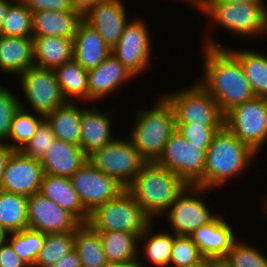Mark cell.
I'll return each mask as SVG.
<instances>
[{
    "mask_svg": "<svg viewBox=\"0 0 267 267\" xmlns=\"http://www.w3.org/2000/svg\"><path fill=\"white\" fill-rule=\"evenodd\" d=\"M27 202V196L0 190V226L6 234L28 227Z\"/></svg>",
    "mask_w": 267,
    "mask_h": 267,
    "instance_id": "cell-31",
    "label": "cell"
},
{
    "mask_svg": "<svg viewBox=\"0 0 267 267\" xmlns=\"http://www.w3.org/2000/svg\"><path fill=\"white\" fill-rule=\"evenodd\" d=\"M122 0H108L88 9L83 20L92 26L112 49L128 24Z\"/></svg>",
    "mask_w": 267,
    "mask_h": 267,
    "instance_id": "cell-17",
    "label": "cell"
},
{
    "mask_svg": "<svg viewBox=\"0 0 267 267\" xmlns=\"http://www.w3.org/2000/svg\"><path fill=\"white\" fill-rule=\"evenodd\" d=\"M151 222L135 198L124 189L115 199L97 206L87 224L96 232L124 231L139 237Z\"/></svg>",
    "mask_w": 267,
    "mask_h": 267,
    "instance_id": "cell-6",
    "label": "cell"
},
{
    "mask_svg": "<svg viewBox=\"0 0 267 267\" xmlns=\"http://www.w3.org/2000/svg\"><path fill=\"white\" fill-rule=\"evenodd\" d=\"M208 192L207 188L187 185L171 204L165 213L175 235L190 236L201 225L210 222L216 216L201 199V196Z\"/></svg>",
    "mask_w": 267,
    "mask_h": 267,
    "instance_id": "cell-11",
    "label": "cell"
},
{
    "mask_svg": "<svg viewBox=\"0 0 267 267\" xmlns=\"http://www.w3.org/2000/svg\"><path fill=\"white\" fill-rule=\"evenodd\" d=\"M256 156L258 154L249 145L223 126L207 149L203 187H222L229 179L245 172Z\"/></svg>",
    "mask_w": 267,
    "mask_h": 267,
    "instance_id": "cell-2",
    "label": "cell"
},
{
    "mask_svg": "<svg viewBox=\"0 0 267 267\" xmlns=\"http://www.w3.org/2000/svg\"><path fill=\"white\" fill-rule=\"evenodd\" d=\"M74 250L82 267H103L108 263L100 234L88 224H82L74 232Z\"/></svg>",
    "mask_w": 267,
    "mask_h": 267,
    "instance_id": "cell-30",
    "label": "cell"
},
{
    "mask_svg": "<svg viewBox=\"0 0 267 267\" xmlns=\"http://www.w3.org/2000/svg\"><path fill=\"white\" fill-rule=\"evenodd\" d=\"M109 115L95 106L89 109L82 106L80 147L87 156L115 139L111 132L112 116Z\"/></svg>",
    "mask_w": 267,
    "mask_h": 267,
    "instance_id": "cell-22",
    "label": "cell"
},
{
    "mask_svg": "<svg viewBox=\"0 0 267 267\" xmlns=\"http://www.w3.org/2000/svg\"><path fill=\"white\" fill-rule=\"evenodd\" d=\"M35 65L33 38L0 34V71L19 76Z\"/></svg>",
    "mask_w": 267,
    "mask_h": 267,
    "instance_id": "cell-24",
    "label": "cell"
},
{
    "mask_svg": "<svg viewBox=\"0 0 267 267\" xmlns=\"http://www.w3.org/2000/svg\"><path fill=\"white\" fill-rule=\"evenodd\" d=\"M204 257L221 261L237 240L233 228L218 214L190 235Z\"/></svg>",
    "mask_w": 267,
    "mask_h": 267,
    "instance_id": "cell-18",
    "label": "cell"
},
{
    "mask_svg": "<svg viewBox=\"0 0 267 267\" xmlns=\"http://www.w3.org/2000/svg\"><path fill=\"white\" fill-rule=\"evenodd\" d=\"M221 263L225 267H267V257L246 241L237 239Z\"/></svg>",
    "mask_w": 267,
    "mask_h": 267,
    "instance_id": "cell-38",
    "label": "cell"
},
{
    "mask_svg": "<svg viewBox=\"0 0 267 267\" xmlns=\"http://www.w3.org/2000/svg\"><path fill=\"white\" fill-rule=\"evenodd\" d=\"M20 102L11 89L0 85V144L8 139L12 118L20 108Z\"/></svg>",
    "mask_w": 267,
    "mask_h": 267,
    "instance_id": "cell-41",
    "label": "cell"
},
{
    "mask_svg": "<svg viewBox=\"0 0 267 267\" xmlns=\"http://www.w3.org/2000/svg\"><path fill=\"white\" fill-rule=\"evenodd\" d=\"M207 149L187 142L176 129L156 163L175 172L187 185L203 187Z\"/></svg>",
    "mask_w": 267,
    "mask_h": 267,
    "instance_id": "cell-9",
    "label": "cell"
},
{
    "mask_svg": "<svg viewBox=\"0 0 267 267\" xmlns=\"http://www.w3.org/2000/svg\"><path fill=\"white\" fill-rule=\"evenodd\" d=\"M87 160L80 145L56 139L40 162L44 174L70 178Z\"/></svg>",
    "mask_w": 267,
    "mask_h": 267,
    "instance_id": "cell-20",
    "label": "cell"
},
{
    "mask_svg": "<svg viewBox=\"0 0 267 267\" xmlns=\"http://www.w3.org/2000/svg\"><path fill=\"white\" fill-rule=\"evenodd\" d=\"M40 193L87 224L90 213L83 206L70 178L44 174Z\"/></svg>",
    "mask_w": 267,
    "mask_h": 267,
    "instance_id": "cell-25",
    "label": "cell"
},
{
    "mask_svg": "<svg viewBox=\"0 0 267 267\" xmlns=\"http://www.w3.org/2000/svg\"><path fill=\"white\" fill-rule=\"evenodd\" d=\"M198 246L190 236H177L173 234V245L171 250L170 267H187L202 260Z\"/></svg>",
    "mask_w": 267,
    "mask_h": 267,
    "instance_id": "cell-39",
    "label": "cell"
},
{
    "mask_svg": "<svg viewBox=\"0 0 267 267\" xmlns=\"http://www.w3.org/2000/svg\"><path fill=\"white\" fill-rule=\"evenodd\" d=\"M111 53V48L99 33L82 20L73 38V58L85 69L100 65Z\"/></svg>",
    "mask_w": 267,
    "mask_h": 267,
    "instance_id": "cell-23",
    "label": "cell"
},
{
    "mask_svg": "<svg viewBox=\"0 0 267 267\" xmlns=\"http://www.w3.org/2000/svg\"><path fill=\"white\" fill-rule=\"evenodd\" d=\"M31 12L76 10L71 0H20Z\"/></svg>",
    "mask_w": 267,
    "mask_h": 267,
    "instance_id": "cell-43",
    "label": "cell"
},
{
    "mask_svg": "<svg viewBox=\"0 0 267 267\" xmlns=\"http://www.w3.org/2000/svg\"><path fill=\"white\" fill-rule=\"evenodd\" d=\"M176 126L187 142L201 145V148H208L214 135L222 128L192 124H176Z\"/></svg>",
    "mask_w": 267,
    "mask_h": 267,
    "instance_id": "cell-42",
    "label": "cell"
},
{
    "mask_svg": "<svg viewBox=\"0 0 267 267\" xmlns=\"http://www.w3.org/2000/svg\"><path fill=\"white\" fill-rule=\"evenodd\" d=\"M200 2H225V3H242V2H256L264 3V0H201Z\"/></svg>",
    "mask_w": 267,
    "mask_h": 267,
    "instance_id": "cell-51",
    "label": "cell"
},
{
    "mask_svg": "<svg viewBox=\"0 0 267 267\" xmlns=\"http://www.w3.org/2000/svg\"><path fill=\"white\" fill-rule=\"evenodd\" d=\"M108 262H138L139 237L124 231L98 232Z\"/></svg>",
    "mask_w": 267,
    "mask_h": 267,
    "instance_id": "cell-29",
    "label": "cell"
},
{
    "mask_svg": "<svg viewBox=\"0 0 267 267\" xmlns=\"http://www.w3.org/2000/svg\"><path fill=\"white\" fill-rule=\"evenodd\" d=\"M45 116H35L20 102V108L15 112L7 141L4 143L13 150H20L34 136ZM9 141V142H8Z\"/></svg>",
    "mask_w": 267,
    "mask_h": 267,
    "instance_id": "cell-34",
    "label": "cell"
},
{
    "mask_svg": "<svg viewBox=\"0 0 267 267\" xmlns=\"http://www.w3.org/2000/svg\"><path fill=\"white\" fill-rule=\"evenodd\" d=\"M147 25L142 19H131L125 26L111 53L135 76L150 66L151 40Z\"/></svg>",
    "mask_w": 267,
    "mask_h": 267,
    "instance_id": "cell-13",
    "label": "cell"
},
{
    "mask_svg": "<svg viewBox=\"0 0 267 267\" xmlns=\"http://www.w3.org/2000/svg\"><path fill=\"white\" fill-rule=\"evenodd\" d=\"M27 225L44 234L75 232L82 223L70 212L37 192L28 197Z\"/></svg>",
    "mask_w": 267,
    "mask_h": 267,
    "instance_id": "cell-14",
    "label": "cell"
},
{
    "mask_svg": "<svg viewBox=\"0 0 267 267\" xmlns=\"http://www.w3.org/2000/svg\"><path fill=\"white\" fill-rule=\"evenodd\" d=\"M144 263L138 260V262H126V263H119V262H108L103 267H145Z\"/></svg>",
    "mask_w": 267,
    "mask_h": 267,
    "instance_id": "cell-49",
    "label": "cell"
},
{
    "mask_svg": "<svg viewBox=\"0 0 267 267\" xmlns=\"http://www.w3.org/2000/svg\"><path fill=\"white\" fill-rule=\"evenodd\" d=\"M186 186L175 172L156 162H146L126 190L153 221L155 216L167 212Z\"/></svg>",
    "mask_w": 267,
    "mask_h": 267,
    "instance_id": "cell-3",
    "label": "cell"
},
{
    "mask_svg": "<svg viewBox=\"0 0 267 267\" xmlns=\"http://www.w3.org/2000/svg\"><path fill=\"white\" fill-rule=\"evenodd\" d=\"M160 97V98H159ZM152 107L137 112L129 138L146 162H156L170 135L177 129L172 105L162 95Z\"/></svg>",
    "mask_w": 267,
    "mask_h": 267,
    "instance_id": "cell-4",
    "label": "cell"
},
{
    "mask_svg": "<svg viewBox=\"0 0 267 267\" xmlns=\"http://www.w3.org/2000/svg\"><path fill=\"white\" fill-rule=\"evenodd\" d=\"M56 136L51 129V125L44 119L38 127L34 136L28 143L20 149V151L28 157L41 160L48 151V148L54 141Z\"/></svg>",
    "mask_w": 267,
    "mask_h": 267,
    "instance_id": "cell-40",
    "label": "cell"
},
{
    "mask_svg": "<svg viewBox=\"0 0 267 267\" xmlns=\"http://www.w3.org/2000/svg\"><path fill=\"white\" fill-rule=\"evenodd\" d=\"M220 263H221V261H219V260L204 257L199 262L192 264L190 266H187V267H217Z\"/></svg>",
    "mask_w": 267,
    "mask_h": 267,
    "instance_id": "cell-48",
    "label": "cell"
},
{
    "mask_svg": "<svg viewBox=\"0 0 267 267\" xmlns=\"http://www.w3.org/2000/svg\"><path fill=\"white\" fill-rule=\"evenodd\" d=\"M153 225L154 223L151 222L139 236L138 242L144 240L145 242L143 249L140 250V248H138V252L143 251V256H145L148 262L151 263L150 265L153 264L154 267H169L173 235L163 231L151 235L150 233H152Z\"/></svg>",
    "mask_w": 267,
    "mask_h": 267,
    "instance_id": "cell-33",
    "label": "cell"
},
{
    "mask_svg": "<svg viewBox=\"0 0 267 267\" xmlns=\"http://www.w3.org/2000/svg\"><path fill=\"white\" fill-rule=\"evenodd\" d=\"M8 7L0 34L15 37H32V12L20 1Z\"/></svg>",
    "mask_w": 267,
    "mask_h": 267,
    "instance_id": "cell-37",
    "label": "cell"
},
{
    "mask_svg": "<svg viewBox=\"0 0 267 267\" xmlns=\"http://www.w3.org/2000/svg\"><path fill=\"white\" fill-rule=\"evenodd\" d=\"M32 38L36 66L54 70L73 59V39L53 36Z\"/></svg>",
    "mask_w": 267,
    "mask_h": 267,
    "instance_id": "cell-26",
    "label": "cell"
},
{
    "mask_svg": "<svg viewBox=\"0 0 267 267\" xmlns=\"http://www.w3.org/2000/svg\"><path fill=\"white\" fill-rule=\"evenodd\" d=\"M136 76L112 53L97 67L88 70L89 101L103 100Z\"/></svg>",
    "mask_w": 267,
    "mask_h": 267,
    "instance_id": "cell-19",
    "label": "cell"
},
{
    "mask_svg": "<svg viewBox=\"0 0 267 267\" xmlns=\"http://www.w3.org/2000/svg\"><path fill=\"white\" fill-rule=\"evenodd\" d=\"M74 249V232L45 234L33 267H50Z\"/></svg>",
    "mask_w": 267,
    "mask_h": 267,
    "instance_id": "cell-35",
    "label": "cell"
},
{
    "mask_svg": "<svg viewBox=\"0 0 267 267\" xmlns=\"http://www.w3.org/2000/svg\"><path fill=\"white\" fill-rule=\"evenodd\" d=\"M43 177L40 160L14 150L7 160L0 190L29 197L40 192Z\"/></svg>",
    "mask_w": 267,
    "mask_h": 267,
    "instance_id": "cell-16",
    "label": "cell"
},
{
    "mask_svg": "<svg viewBox=\"0 0 267 267\" xmlns=\"http://www.w3.org/2000/svg\"><path fill=\"white\" fill-rule=\"evenodd\" d=\"M217 267H225L222 263H220Z\"/></svg>",
    "mask_w": 267,
    "mask_h": 267,
    "instance_id": "cell-55",
    "label": "cell"
},
{
    "mask_svg": "<svg viewBox=\"0 0 267 267\" xmlns=\"http://www.w3.org/2000/svg\"><path fill=\"white\" fill-rule=\"evenodd\" d=\"M76 10L84 14L91 7L108 0H71Z\"/></svg>",
    "mask_w": 267,
    "mask_h": 267,
    "instance_id": "cell-46",
    "label": "cell"
},
{
    "mask_svg": "<svg viewBox=\"0 0 267 267\" xmlns=\"http://www.w3.org/2000/svg\"><path fill=\"white\" fill-rule=\"evenodd\" d=\"M186 1L187 2L189 1L192 4V6H195L197 8L201 0H186Z\"/></svg>",
    "mask_w": 267,
    "mask_h": 267,
    "instance_id": "cell-53",
    "label": "cell"
},
{
    "mask_svg": "<svg viewBox=\"0 0 267 267\" xmlns=\"http://www.w3.org/2000/svg\"><path fill=\"white\" fill-rule=\"evenodd\" d=\"M18 79L25 99L30 105L29 109L35 114L46 116L67 102L53 69L34 65L22 72Z\"/></svg>",
    "mask_w": 267,
    "mask_h": 267,
    "instance_id": "cell-12",
    "label": "cell"
},
{
    "mask_svg": "<svg viewBox=\"0 0 267 267\" xmlns=\"http://www.w3.org/2000/svg\"><path fill=\"white\" fill-rule=\"evenodd\" d=\"M6 236V232L0 226V246L5 242Z\"/></svg>",
    "mask_w": 267,
    "mask_h": 267,
    "instance_id": "cell-52",
    "label": "cell"
},
{
    "mask_svg": "<svg viewBox=\"0 0 267 267\" xmlns=\"http://www.w3.org/2000/svg\"><path fill=\"white\" fill-rule=\"evenodd\" d=\"M70 181L89 213L97 206L115 199L124 190L113 178L97 170L88 161L70 177Z\"/></svg>",
    "mask_w": 267,
    "mask_h": 267,
    "instance_id": "cell-15",
    "label": "cell"
},
{
    "mask_svg": "<svg viewBox=\"0 0 267 267\" xmlns=\"http://www.w3.org/2000/svg\"><path fill=\"white\" fill-rule=\"evenodd\" d=\"M50 267H82V265L77 252L72 249L67 255Z\"/></svg>",
    "mask_w": 267,
    "mask_h": 267,
    "instance_id": "cell-45",
    "label": "cell"
},
{
    "mask_svg": "<svg viewBox=\"0 0 267 267\" xmlns=\"http://www.w3.org/2000/svg\"><path fill=\"white\" fill-rule=\"evenodd\" d=\"M12 2L13 1L9 0H0V28L2 26L4 18L6 17L8 7Z\"/></svg>",
    "mask_w": 267,
    "mask_h": 267,
    "instance_id": "cell-50",
    "label": "cell"
},
{
    "mask_svg": "<svg viewBox=\"0 0 267 267\" xmlns=\"http://www.w3.org/2000/svg\"><path fill=\"white\" fill-rule=\"evenodd\" d=\"M82 107L66 102L45 116L56 139L80 145Z\"/></svg>",
    "mask_w": 267,
    "mask_h": 267,
    "instance_id": "cell-27",
    "label": "cell"
},
{
    "mask_svg": "<svg viewBox=\"0 0 267 267\" xmlns=\"http://www.w3.org/2000/svg\"><path fill=\"white\" fill-rule=\"evenodd\" d=\"M172 105L176 124L223 127L225 115L216 100L199 83L163 95Z\"/></svg>",
    "mask_w": 267,
    "mask_h": 267,
    "instance_id": "cell-7",
    "label": "cell"
},
{
    "mask_svg": "<svg viewBox=\"0 0 267 267\" xmlns=\"http://www.w3.org/2000/svg\"><path fill=\"white\" fill-rule=\"evenodd\" d=\"M54 72L67 102L89 101L88 71L74 58L55 68Z\"/></svg>",
    "mask_w": 267,
    "mask_h": 267,
    "instance_id": "cell-28",
    "label": "cell"
},
{
    "mask_svg": "<svg viewBox=\"0 0 267 267\" xmlns=\"http://www.w3.org/2000/svg\"><path fill=\"white\" fill-rule=\"evenodd\" d=\"M266 199H264L265 201H264V205H263V207H264V211H265V213H266V216H267V195H266V197H265Z\"/></svg>",
    "mask_w": 267,
    "mask_h": 267,
    "instance_id": "cell-54",
    "label": "cell"
},
{
    "mask_svg": "<svg viewBox=\"0 0 267 267\" xmlns=\"http://www.w3.org/2000/svg\"><path fill=\"white\" fill-rule=\"evenodd\" d=\"M0 267H29L5 240L0 246Z\"/></svg>",
    "mask_w": 267,
    "mask_h": 267,
    "instance_id": "cell-44",
    "label": "cell"
},
{
    "mask_svg": "<svg viewBox=\"0 0 267 267\" xmlns=\"http://www.w3.org/2000/svg\"><path fill=\"white\" fill-rule=\"evenodd\" d=\"M228 49L240 60L255 96L267 98V56L254 50Z\"/></svg>",
    "mask_w": 267,
    "mask_h": 267,
    "instance_id": "cell-32",
    "label": "cell"
},
{
    "mask_svg": "<svg viewBox=\"0 0 267 267\" xmlns=\"http://www.w3.org/2000/svg\"><path fill=\"white\" fill-rule=\"evenodd\" d=\"M14 150L6 144H0V185L8 158Z\"/></svg>",
    "mask_w": 267,
    "mask_h": 267,
    "instance_id": "cell-47",
    "label": "cell"
},
{
    "mask_svg": "<svg viewBox=\"0 0 267 267\" xmlns=\"http://www.w3.org/2000/svg\"><path fill=\"white\" fill-rule=\"evenodd\" d=\"M203 47L204 71L200 84L216 100L225 115L238 104L255 97L240 60L207 36Z\"/></svg>",
    "mask_w": 267,
    "mask_h": 267,
    "instance_id": "cell-1",
    "label": "cell"
},
{
    "mask_svg": "<svg viewBox=\"0 0 267 267\" xmlns=\"http://www.w3.org/2000/svg\"><path fill=\"white\" fill-rule=\"evenodd\" d=\"M83 14L78 10H43L32 12V37H63L73 39Z\"/></svg>",
    "mask_w": 267,
    "mask_h": 267,
    "instance_id": "cell-21",
    "label": "cell"
},
{
    "mask_svg": "<svg viewBox=\"0 0 267 267\" xmlns=\"http://www.w3.org/2000/svg\"><path fill=\"white\" fill-rule=\"evenodd\" d=\"M224 126L258 153L267 141V98L255 96L236 105L225 114Z\"/></svg>",
    "mask_w": 267,
    "mask_h": 267,
    "instance_id": "cell-10",
    "label": "cell"
},
{
    "mask_svg": "<svg viewBox=\"0 0 267 267\" xmlns=\"http://www.w3.org/2000/svg\"><path fill=\"white\" fill-rule=\"evenodd\" d=\"M44 238L45 234L41 231L26 228L19 232L7 234L6 241L29 267H33Z\"/></svg>",
    "mask_w": 267,
    "mask_h": 267,
    "instance_id": "cell-36",
    "label": "cell"
},
{
    "mask_svg": "<svg viewBox=\"0 0 267 267\" xmlns=\"http://www.w3.org/2000/svg\"><path fill=\"white\" fill-rule=\"evenodd\" d=\"M198 10L215 24L243 37L264 36L267 33V5L256 2H200ZM214 22V23H213Z\"/></svg>",
    "mask_w": 267,
    "mask_h": 267,
    "instance_id": "cell-5",
    "label": "cell"
},
{
    "mask_svg": "<svg viewBox=\"0 0 267 267\" xmlns=\"http://www.w3.org/2000/svg\"><path fill=\"white\" fill-rule=\"evenodd\" d=\"M87 161L97 170L113 178L124 189L146 163L129 137L126 140L115 138L110 144L89 154Z\"/></svg>",
    "mask_w": 267,
    "mask_h": 267,
    "instance_id": "cell-8",
    "label": "cell"
}]
</instances>
